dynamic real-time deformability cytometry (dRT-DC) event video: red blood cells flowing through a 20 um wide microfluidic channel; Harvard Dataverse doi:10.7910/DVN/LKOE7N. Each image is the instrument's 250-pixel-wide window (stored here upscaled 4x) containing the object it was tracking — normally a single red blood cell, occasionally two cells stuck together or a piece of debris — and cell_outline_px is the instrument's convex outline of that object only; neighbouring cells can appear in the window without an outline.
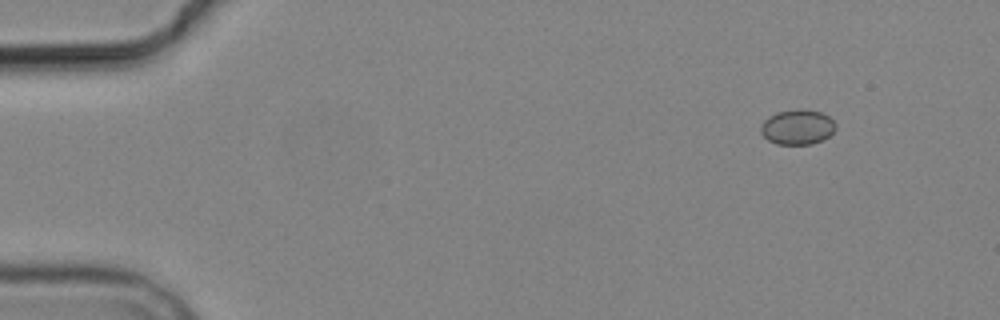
{"species": "common noctule bat (a hibernating species)", "species_latin": "Nyctalus noctula", "temperature_condition": "cold", "stored_images_in_passage": 8, "camera_frame_rate_fps": 3000, "um_per_image_px": 0.085, "animal": {"sex": "male", "body_mass_g": 19.2, "forearm_length_mm": 51.8}, "frame": {"image": 1, "passage_image": 1, "time_ms": 0.0, "image_size_px": [1000, 320], "cell_outline_px": [[836, 128], [824, 140], [812, 144], [776, 144], [768, 140], [760, 132], [760, 124], [768, 116], [776, 112], [800, 108], [804, 108], [820, 112], [828, 116], [836, 124]], "centroid_in_image_um": [67.76, 10.79], "position_along_channel_um": 17.2, "area_um2": 15.49}}
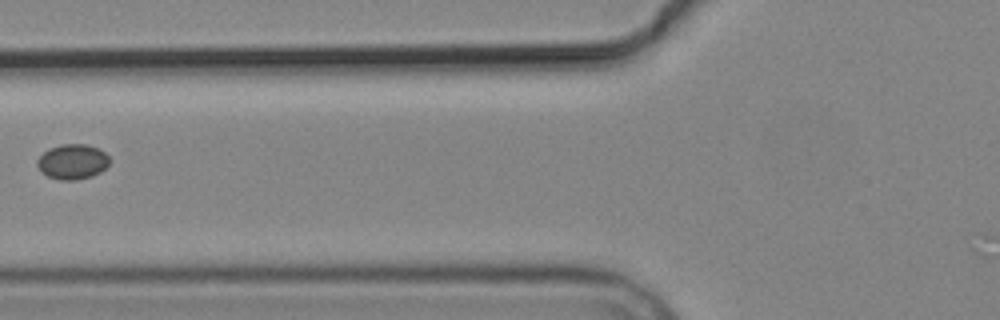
{"frame": {"image": 2, "passage_image": 5, "time_ms": 5.667, "image_size_px": [1000, 320], "cell_outline_px": [[108, 164], [100, 172], [92, 176], [76, 180], [60, 180], [48, 176], [40, 172], [36, 164], [36, 160], [48, 148], [60, 144], [84, 144], [96, 148], [104, 152], [108, 156]], "centroid_in_image_um": [6.11, 13.75], "position_along_channel_um": 119.7, "area_um2": 14.74}}
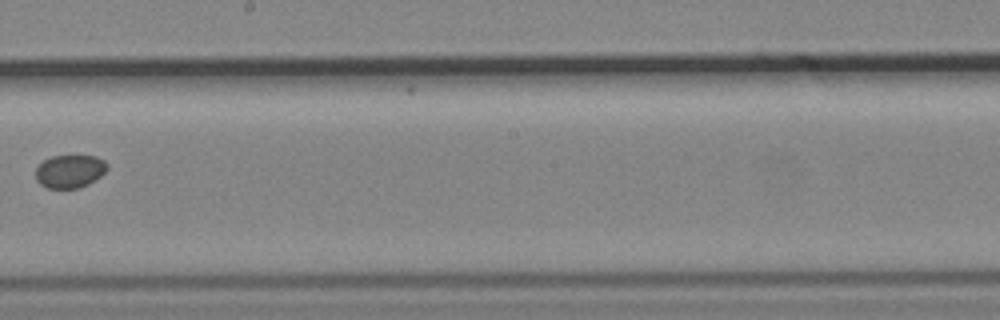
{"frame": {"image": 3, "passage_image": 8, "time_ms": 9.0, "image_size_px": [1000, 320], "cell_outline_px": [[108, 168], [100, 176], [88, 184], [76, 188], [48, 188], [40, 184], [36, 180], [36, 168], [44, 160], [52, 156], [96, 156], [104, 160], [108, 164]], "centroid_in_image_um": [5.93, 14.55], "position_along_channel_um": 242.3, "area_um2": 13.7}}